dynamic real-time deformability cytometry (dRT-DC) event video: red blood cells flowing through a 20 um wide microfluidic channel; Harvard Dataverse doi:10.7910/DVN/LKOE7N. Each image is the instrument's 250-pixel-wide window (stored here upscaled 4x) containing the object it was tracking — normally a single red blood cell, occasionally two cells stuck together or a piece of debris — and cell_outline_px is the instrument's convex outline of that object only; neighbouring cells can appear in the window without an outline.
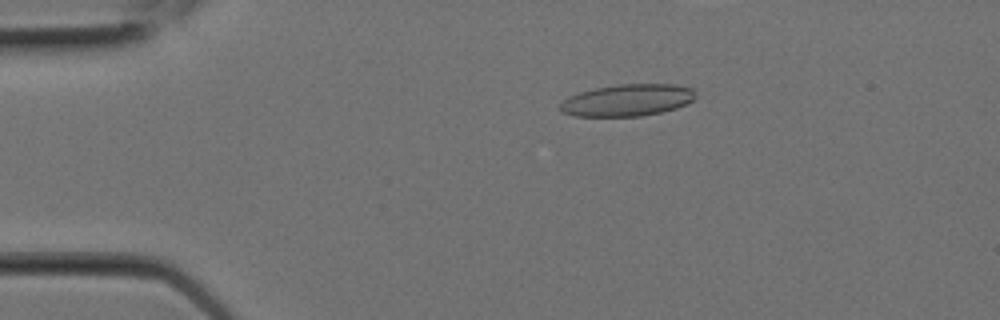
{"species": "Egyptian fruit bat (a non-hibernating species)", "species_latin": "Rousettus aegyptiacus", "temperature_condition": "room temperature", "stored_images_in_passage": 6, "segment_of_instrument_passage": [1, 2], "camera_frame_rate_fps": 3000, "um_per_image_px": 0.085, "animal": {"sex": "female"}, "frame": {"image": 1, "passage_image": 3, "time_ms": 0.667, "image_size_px": [1000, 320], "cell_outline_px": [[696, 96], [692, 100], [676, 108], [660, 112], [640, 116], [576, 116], [564, 112], [560, 108], [560, 104], [564, 100], [580, 92], [596, 88], [620, 84], [676, 84], [692, 88], [696, 92]], "centroid_in_image_um": [53.37, 8.51], "position_along_channel_um": 31.6, "area_um2": 24.85}}